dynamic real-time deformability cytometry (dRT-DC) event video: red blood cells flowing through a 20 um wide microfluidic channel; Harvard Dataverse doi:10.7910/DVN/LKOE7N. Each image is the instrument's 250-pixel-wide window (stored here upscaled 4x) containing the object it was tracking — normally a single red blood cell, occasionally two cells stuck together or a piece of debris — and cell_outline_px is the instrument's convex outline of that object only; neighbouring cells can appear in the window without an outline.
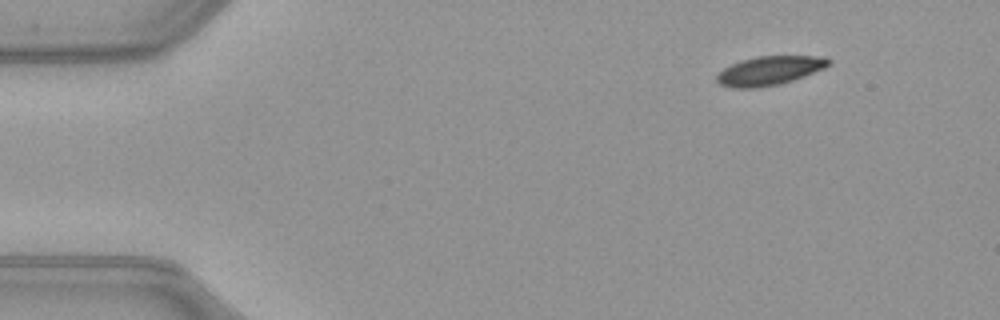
{"species": "common noctule bat (a hibernating species)", "species_latin": "Nyctalus noctula", "temperature_condition": "warm", "stored_images_in_passage": 46, "camera_frame_rate_fps": 3000, "um_per_image_px": 0.085, "animal": {"sex": "female", "body_mass_g": 21.9}, "frame": {"image": 1, "passage_image": 1, "time_ms": 0.0, "image_size_px": [1000, 320], "cell_outline_px": [[832, 64], [824, 68], [804, 76], [780, 84], [760, 88], [732, 88], [720, 84], [716, 80], [716, 76], [724, 68], [740, 60], [756, 56], [824, 56], [832, 60]], "centroid_in_image_um": [65.42, 6.0], "position_along_channel_um": 19.6, "area_um2": 19.02}}
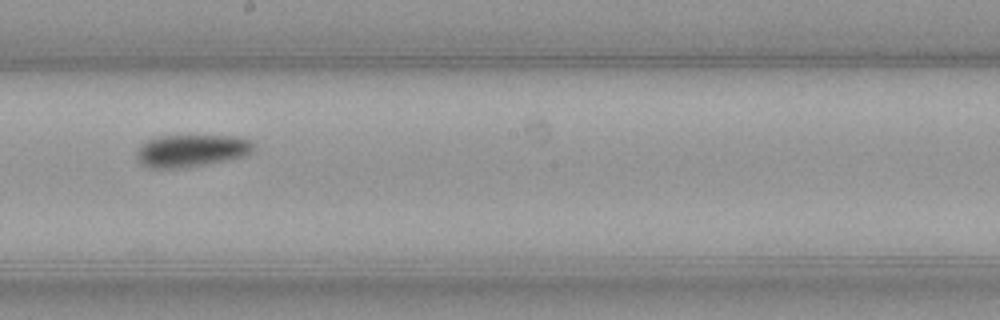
{"frame": {"image": 2, "passage_image": 24, "time_ms": 7.667, "image_size_px": [1000, 320], "cell_outline_px": [[256, 148], [248, 156], [184, 168], [144, 168], [140, 164], [136, 156], [136, 148], [148, 140], [160, 136], [236, 136], [248, 140], [256, 144]], "centroid_in_image_um": [16.27, 12.82], "position_along_channel_um": 231.9, "area_um2": 22.37}}
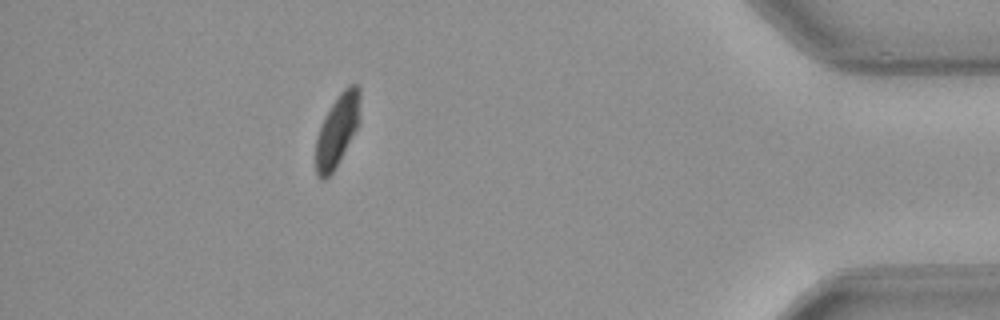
{"frame": {"image": 3, "passage_image": 41, "time_ms": 13.333, "image_size_px": [1000, 320], "cell_outline_px": [[360, 124], [332, 172], [324, 180], [320, 180], [316, 172], [316, 136], [324, 116], [340, 92], [348, 84], [356, 84], [360, 88]], "centroid_in_image_um": [28.68, 11.04], "position_along_channel_um": 406.5, "area_um2": 18.67}, "authors_computed_cell_mechanics": {"area_um2": 20.3456, "velocity_mm_per_s": 3.9991, "shape_relaxation_time_tau1_ms": 2.5107, "shape_relaxation_time_tau2_ms": null, "deformation_change_tau1": 0.1144, "deformation_change_tau2": null}}